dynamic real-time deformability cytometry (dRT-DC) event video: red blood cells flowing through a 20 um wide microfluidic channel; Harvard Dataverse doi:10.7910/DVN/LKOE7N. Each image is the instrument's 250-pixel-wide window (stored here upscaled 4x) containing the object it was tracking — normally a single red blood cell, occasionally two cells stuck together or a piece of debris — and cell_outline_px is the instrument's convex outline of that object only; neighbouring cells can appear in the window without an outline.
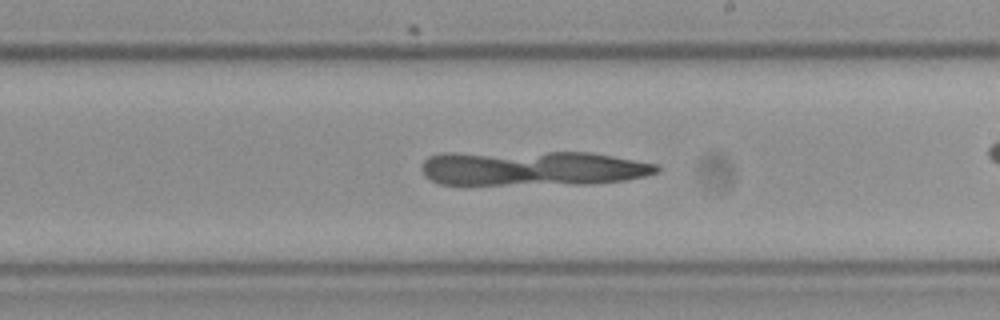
{"species": "Egyptian fruit bat (a non-hibernating species)", "species_latin": "Rousettus aegyptiacus", "temperature_condition": "cold", "stored_images_in_passage": 58, "segment_of_instrument_passage": [1, 2], "camera_frame_rate_fps": 3000, "um_per_image_px": 0.085, "frame": {"image": 1, "passage_image": 33, "time_ms": 10.667, "image_size_px": [1000, 320], "cell_outline_px": [[656, 168], [652, 172], [612, 180], [472, 184], [456, 184], [440, 180], [432, 176], [428, 172], [428, 164], [432, 160], [440, 156], [600, 156], [648, 164]], "centroid_in_image_um": [45.24, 14.37], "position_along_channel_um": 243.8, "area_um2": 38.26}}
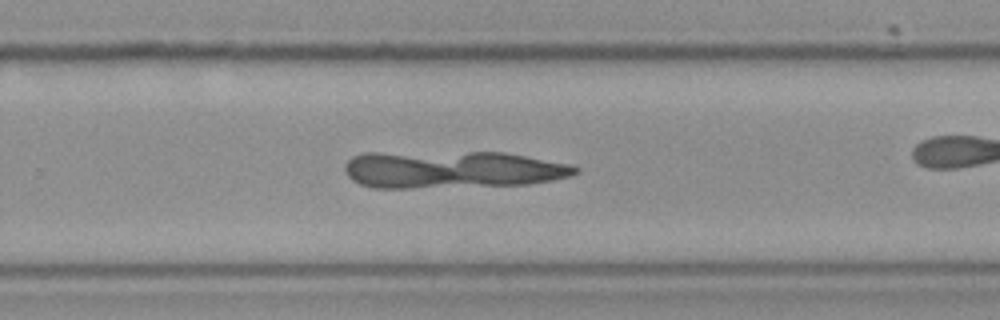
{"frame": {"image": 2, "passage_image": 37, "time_ms": 12.0, "image_size_px": [1000, 320], "cell_outline_px": [[576, 168], [572, 172], [560, 176], [540, 180], [416, 184], [368, 184], [352, 176], [348, 172], [348, 164], [352, 160], [360, 156], [516, 156]], "centroid_in_image_um": [38.36, 14.4], "position_along_channel_um": 291.4, "area_um2": 38.55}}